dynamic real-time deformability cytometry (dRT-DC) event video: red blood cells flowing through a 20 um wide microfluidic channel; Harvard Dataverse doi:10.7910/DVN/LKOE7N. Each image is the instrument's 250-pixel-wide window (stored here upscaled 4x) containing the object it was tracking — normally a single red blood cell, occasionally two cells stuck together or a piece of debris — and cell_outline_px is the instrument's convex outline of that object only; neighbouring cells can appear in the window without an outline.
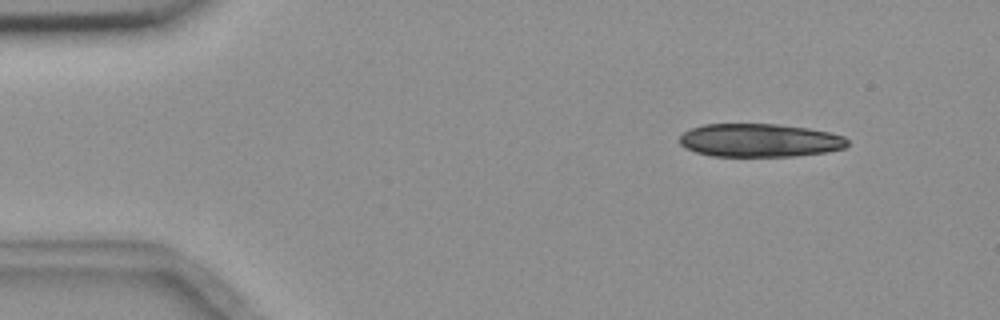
{"species": "common noctule bat (a hibernating species)", "species_latin": "Nyctalus noctula", "temperature_condition": "room temperature", "stored_images_in_passage": 5, "camera_frame_rate_fps": 3000, "um_per_image_px": 0.085, "animal": {"sex": "female", "body_mass_g": 18.4}, "frame": {"image": 1, "passage_image": 1, "time_ms": 0.0, "image_size_px": [1000, 320], "cell_outline_px": [[848, 144], [844, 148], [824, 152], [796, 156], [712, 156], [696, 152], [684, 148], [680, 144], [680, 136], [684, 132], [692, 128], [704, 124], [780, 124], [808, 128], [828, 132], [844, 136], [848, 140]], "centroid_in_image_um": [64.56, 11.93], "position_along_channel_um": 20.4, "area_um2": 32.6}}